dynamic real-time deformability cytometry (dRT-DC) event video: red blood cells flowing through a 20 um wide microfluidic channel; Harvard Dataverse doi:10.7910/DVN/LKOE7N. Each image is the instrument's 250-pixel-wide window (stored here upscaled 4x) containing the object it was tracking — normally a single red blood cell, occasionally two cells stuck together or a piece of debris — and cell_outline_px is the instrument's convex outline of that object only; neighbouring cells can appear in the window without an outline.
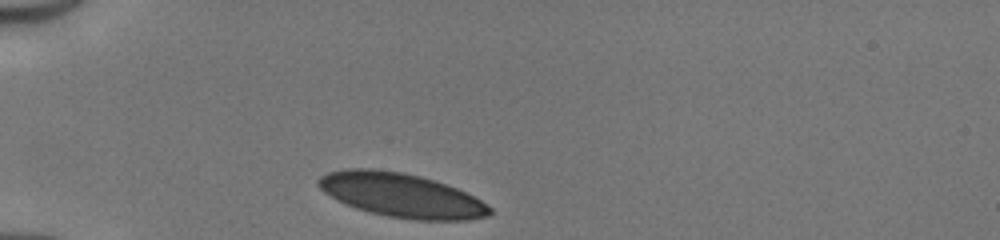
{"species": "human", "species_latin": "Homo sapiens", "temperature_condition": "cold", "stored_images_in_passage": 4, "camera_frame_rate_fps": 3000, "um_per_image_px": 0.085, "donor": {"sex": "male"}, "frame": {"image": 1, "passage_image": 1, "time_ms": 0.0, "image_size_px": [1000, 240], "cell_outline_px": [[492, 212], [488, 216], [468, 220], [412, 220], [388, 216], [368, 212], [356, 208], [336, 200], [324, 192], [316, 184], [316, 180], [320, 176], [328, 172], [348, 168], [372, 168], [404, 172], [420, 176], [456, 188], [480, 200], [492, 208]], "centroid_in_image_um": [34.07, 16.59], "position_along_channel_um": 50.9, "area_um2": 43.99}}
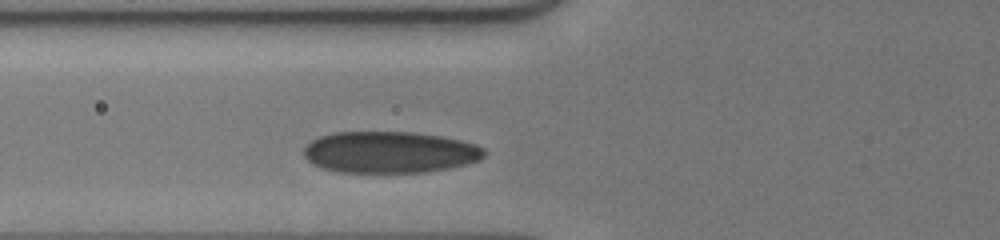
{"frame": {"image": 2, "passage_image": 4, "time_ms": 1.0, "image_size_px": [1000, 240], "cell_outline_px": [[488, 152], [480, 160], [448, 168], [424, 172], [336, 172], [320, 168], [312, 164], [304, 156], [304, 148], [312, 140], [320, 136], [332, 132], [416, 132], [440, 136], [460, 140], [476, 144], [484, 148]], "centroid_in_image_um": [33.12, 12.93], "position_along_channel_um": 92.7, "area_um2": 43.87}}